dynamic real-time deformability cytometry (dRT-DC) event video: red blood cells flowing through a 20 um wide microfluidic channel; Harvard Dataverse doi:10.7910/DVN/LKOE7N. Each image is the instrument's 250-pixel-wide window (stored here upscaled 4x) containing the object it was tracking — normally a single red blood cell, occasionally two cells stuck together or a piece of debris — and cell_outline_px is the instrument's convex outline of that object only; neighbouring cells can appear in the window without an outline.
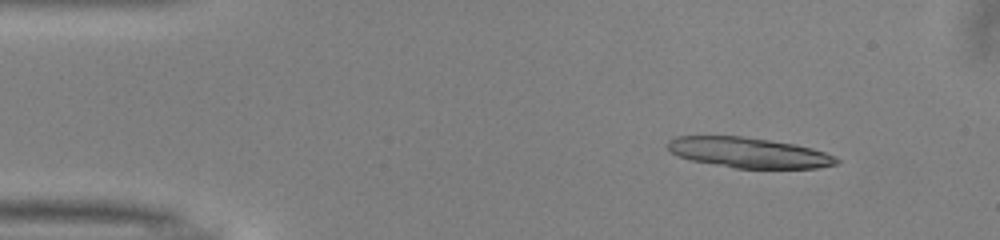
{"species": "common noctule bat (a hibernating species)", "species_latin": "Nyctalus noctula", "temperature_condition": "warm", "stored_images_in_passage": 46, "camera_frame_rate_fps": 3000, "um_per_image_px": 0.085, "animal": {"sex": "male", "body_mass_g": 13.0, "forearm_length_mm": 53.1}, "frame": {"image": 1, "passage_image": 2, "time_ms": 0.333, "image_size_px": [1000, 240], "cell_outline_px": [[840, 164], [816, 168], [736, 168], [692, 160], [680, 156], [672, 152], [668, 148], [668, 140], [676, 136], [740, 136], [796, 144], [812, 148], [836, 156], [840, 160]], "centroid_in_image_um": [63.7, 12.97], "position_along_channel_um": 21.3, "area_um2": 29.65}}
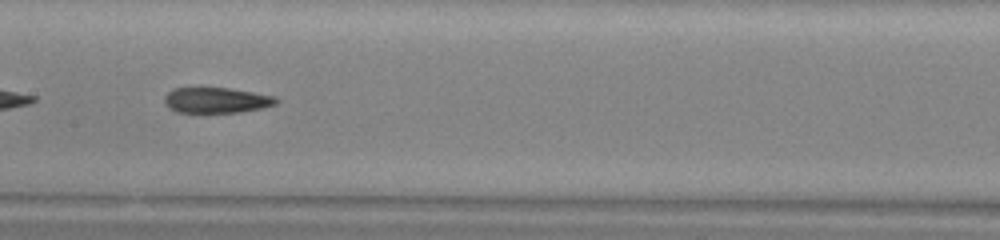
{"frame": {"image": 2, "passage_image": 21, "time_ms": 6.667, "image_size_px": [1000, 240], "cell_outline_px": [[280, 100], [276, 104], [260, 108], [240, 112], [176, 112], [168, 108], [164, 104], [164, 96], [172, 88], [200, 84], [228, 88], [276, 96]], "centroid_in_image_um": [18.3, 8.46], "position_along_channel_um": 189.1, "area_um2": 17.46}}
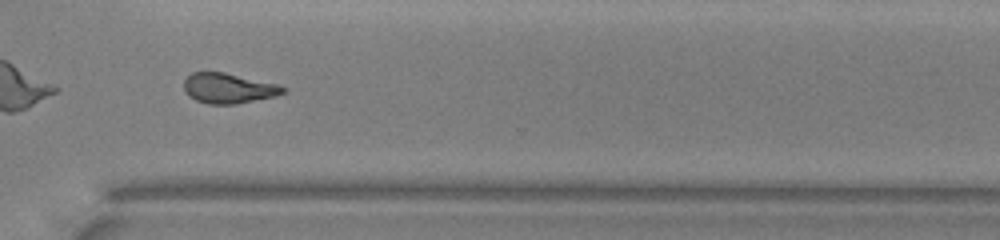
{"frame": {"image": 3, "passage_image": 33, "time_ms": 10.667, "image_size_px": [1000, 240], "cell_outline_px": [[288, 88], [284, 92], [276, 96], [236, 104], [208, 104], [196, 100], [188, 96], [184, 92], [184, 80], [192, 72], [224, 72], [276, 84]], "centroid_in_image_um": [19.39, 7.51], "position_along_channel_um": 351.2, "area_um2": 17.4}, "authors_computed_cell_mechanics": {"area_um2": 18.0336, "velocity_mm_per_s": 4.0445, "shape_relaxation_time_tau1_ms": 4.7838, "shape_relaxation_time_tau2_ms": 3.6778, "deformation_change_tau1": 0.1628, "deformation_change_tau2": 0.0775}}